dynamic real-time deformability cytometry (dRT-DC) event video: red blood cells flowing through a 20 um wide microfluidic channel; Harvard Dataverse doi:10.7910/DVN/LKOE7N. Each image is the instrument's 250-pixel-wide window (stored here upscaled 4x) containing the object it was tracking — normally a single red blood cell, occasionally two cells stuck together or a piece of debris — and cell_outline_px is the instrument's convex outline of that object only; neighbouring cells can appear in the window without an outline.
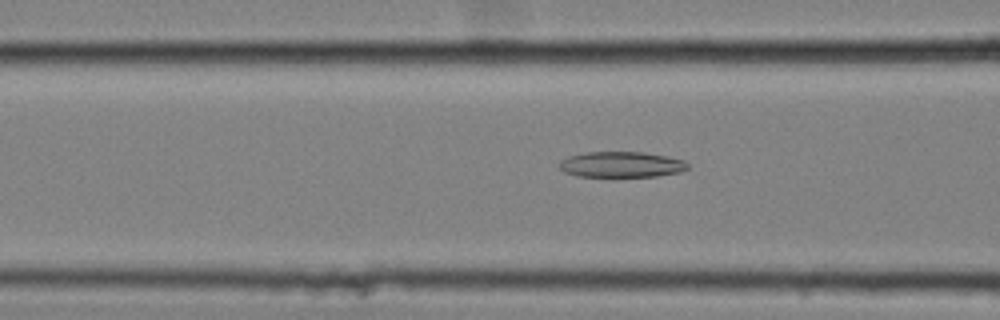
{"species": "common noctule bat (a hibernating species)", "species_latin": "Nyctalus noctula", "temperature_condition": "cold", "stored_images_in_passage": 36, "camera_frame_rate_fps": 3000, "um_per_image_px": 0.085, "animal": {"sex": "female", "body_mass_g": 25.1}, "frame": {"image": 1, "passage_image": 9, "time_ms": 2.667, "image_size_px": [1000, 320], "cell_outline_px": [[688, 168], [680, 172], [656, 176], [612, 180], [576, 176], [564, 172], [560, 168], [560, 160], [568, 156], [584, 152], [644, 152], [668, 156], [684, 160], [688, 164]], "centroid_in_image_um": [52.78, 14.03], "position_along_channel_um": 113.8, "area_um2": 20.4}}
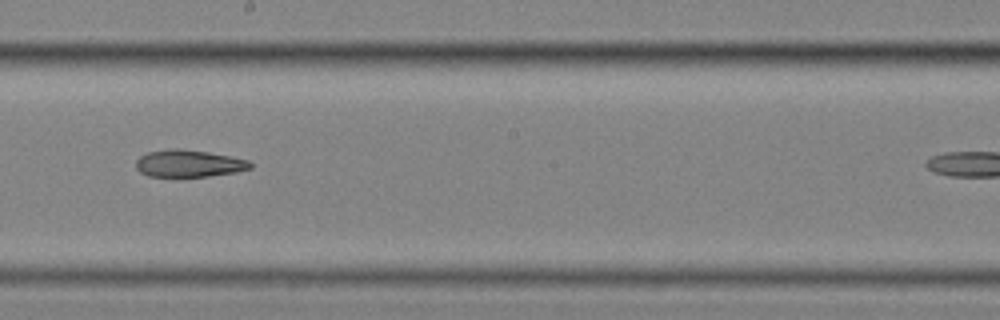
{"frame": {"image": 2, "passage_image": 19, "time_ms": 6.0, "image_size_px": [1000, 320], "cell_outline_px": [[252, 168], [236, 172], [208, 176], [148, 176], [140, 172], [136, 168], [136, 160], [140, 156], [148, 152], [168, 148], [180, 148], [208, 152], [248, 160], [252, 164]], "centroid_in_image_um": [16.03, 13.88], "position_along_channel_um": 232.2, "area_um2": 18.03}}
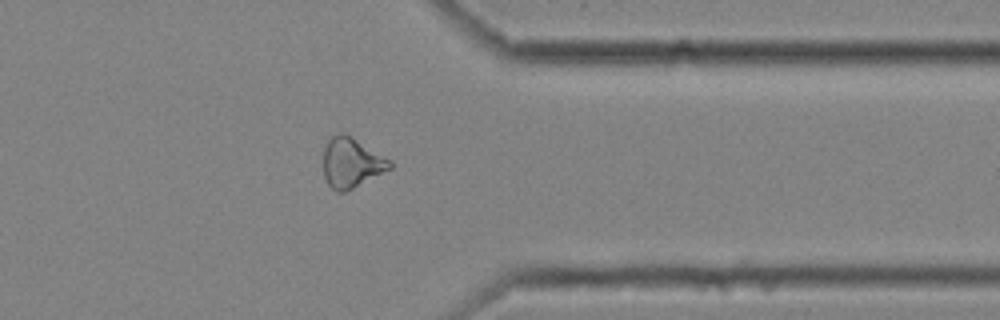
{"frame": {"image": 3, "passage_image": 32, "time_ms": 10.333, "image_size_px": [1000, 320], "cell_outline_px": [[392, 168], [344, 192], [336, 192], [328, 184], [324, 176], [324, 148], [328, 140], [332, 136], [340, 132], [344, 132], [352, 136], [392, 160]], "centroid_in_image_um": [29.88, 13.81], "position_along_channel_um": 381.5, "area_um2": 19.36}}